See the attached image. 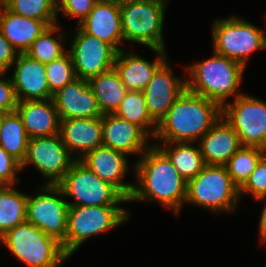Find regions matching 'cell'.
<instances>
[{"instance_id": "1", "label": "cell", "mask_w": 266, "mask_h": 267, "mask_svg": "<svg viewBox=\"0 0 266 267\" xmlns=\"http://www.w3.org/2000/svg\"><path fill=\"white\" fill-rule=\"evenodd\" d=\"M136 180L128 202L155 201L172 209L179 216L186 202L187 182L173 167L169 158L151 145L134 164Z\"/></svg>"}, {"instance_id": "2", "label": "cell", "mask_w": 266, "mask_h": 267, "mask_svg": "<svg viewBox=\"0 0 266 267\" xmlns=\"http://www.w3.org/2000/svg\"><path fill=\"white\" fill-rule=\"evenodd\" d=\"M222 117V107L187 88L168 109L154 137L166 142H198Z\"/></svg>"}, {"instance_id": "3", "label": "cell", "mask_w": 266, "mask_h": 267, "mask_svg": "<svg viewBox=\"0 0 266 267\" xmlns=\"http://www.w3.org/2000/svg\"><path fill=\"white\" fill-rule=\"evenodd\" d=\"M189 78L186 88L223 107L230 96L242 95L238 91L245 67L240 63L213 51V56L199 63L187 66Z\"/></svg>"}, {"instance_id": "4", "label": "cell", "mask_w": 266, "mask_h": 267, "mask_svg": "<svg viewBox=\"0 0 266 267\" xmlns=\"http://www.w3.org/2000/svg\"><path fill=\"white\" fill-rule=\"evenodd\" d=\"M0 240L28 267H58L69 258L56 238L26 221L10 229Z\"/></svg>"}, {"instance_id": "5", "label": "cell", "mask_w": 266, "mask_h": 267, "mask_svg": "<svg viewBox=\"0 0 266 267\" xmlns=\"http://www.w3.org/2000/svg\"><path fill=\"white\" fill-rule=\"evenodd\" d=\"M239 188L233 183L225 165H205L187 182L185 203L207 208L216 214L235 212Z\"/></svg>"}, {"instance_id": "6", "label": "cell", "mask_w": 266, "mask_h": 267, "mask_svg": "<svg viewBox=\"0 0 266 267\" xmlns=\"http://www.w3.org/2000/svg\"><path fill=\"white\" fill-rule=\"evenodd\" d=\"M129 216L118 205L69 207L63 250L71 257L88 238L122 225Z\"/></svg>"}, {"instance_id": "7", "label": "cell", "mask_w": 266, "mask_h": 267, "mask_svg": "<svg viewBox=\"0 0 266 267\" xmlns=\"http://www.w3.org/2000/svg\"><path fill=\"white\" fill-rule=\"evenodd\" d=\"M213 51L244 67L257 50H266V34L246 19L232 16L218 19L212 26Z\"/></svg>"}, {"instance_id": "8", "label": "cell", "mask_w": 266, "mask_h": 267, "mask_svg": "<svg viewBox=\"0 0 266 267\" xmlns=\"http://www.w3.org/2000/svg\"><path fill=\"white\" fill-rule=\"evenodd\" d=\"M168 3L130 0L120 6L124 41L140 43L150 49L165 50L163 26Z\"/></svg>"}, {"instance_id": "9", "label": "cell", "mask_w": 266, "mask_h": 267, "mask_svg": "<svg viewBox=\"0 0 266 267\" xmlns=\"http://www.w3.org/2000/svg\"><path fill=\"white\" fill-rule=\"evenodd\" d=\"M64 197L73 198L68 206H109L127 203L114 186L101 180L80 160H75L63 180L58 184Z\"/></svg>"}, {"instance_id": "10", "label": "cell", "mask_w": 266, "mask_h": 267, "mask_svg": "<svg viewBox=\"0 0 266 267\" xmlns=\"http://www.w3.org/2000/svg\"><path fill=\"white\" fill-rule=\"evenodd\" d=\"M63 196L58 185L44 184L34 196L28 195L26 203V222L60 243L66 238L69 210L68 202L62 199Z\"/></svg>"}, {"instance_id": "11", "label": "cell", "mask_w": 266, "mask_h": 267, "mask_svg": "<svg viewBox=\"0 0 266 267\" xmlns=\"http://www.w3.org/2000/svg\"><path fill=\"white\" fill-rule=\"evenodd\" d=\"M222 116L236 131L242 146L266 150V102L242 94L222 107Z\"/></svg>"}, {"instance_id": "12", "label": "cell", "mask_w": 266, "mask_h": 267, "mask_svg": "<svg viewBox=\"0 0 266 267\" xmlns=\"http://www.w3.org/2000/svg\"><path fill=\"white\" fill-rule=\"evenodd\" d=\"M76 160L61 140L60 134L31 138L21 171L33 165L47 179L46 185H58Z\"/></svg>"}, {"instance_id": "13", "label": "cell", "mask_w": 266, "mask_h": 267, "mask_svg": "<svg viewBox=\"0 0 266 267\" xmlns=\"http://www.w3.org/2000/svg\"><path fill=\"white\" fill-rule=\"evenodd\" d=\"M69 53L78 79L89 80L112 68L117 51L108 43L83 32L79 27Z\"/></svg>"}, {"instance_id": "14", "label": "cell", "mask_w": 266, "mask_h": 267, "mask_svg": "<svg viewBox=\"0 0 266 267\" xmlns=\"http://www.w3.org/2000/svg\"><path fill=\"white\" fill-rule=\"evenodd\" d=\"M168 59L157 69L143 91L151 117L159 124L179 95L186 89V80L173 75ZM183 80V81H182Z\"/></svg>"}, {"instance_id": "15", "label": "cell", "mask_w": 266, "mask_h": 267, "mask_svg": "<svg viewBox=\"0 0 266 267\" xmlns=\"http://www.w3.org/2000/svg\"><path fill=\"white\" fill-rule=\"evenodd\" d=\"M52 99L60 120L103 116L87 80L75 79L53 94Z\"/></svg>"}, {"instance_id": "16", "label": "cell", "mask_w": 266, "mask_h": 267, "mask_svg": "<svg viewBox=\"0 0 266 267\" xmlns=\"http://www.w3.org/2000/svg\"><path fill=\"white\" fill-rule=\"evenodd\" d=\"M80 161L101 180L114 186L126 199L130 198L134 184L122 182L129 165L125 153L102 145L88 152Z\"/></svg>"}, {"instance_id": "17", "label": "cell", "mask_w": 266, "mask_h": 267, "mask_svg": "<svg viewBox=\"0 0 266 267\" xmlns=\"http://www.w3.org/2000/svg\"><path fill=\"white\" fill-rule=\"evenodd\" d=\"M14 64L15 70L10 78L18 101L52 99L45 64L25 53H19Z\"/></svg>"}, {"instance_id": "18", "label": "cell", "mask_w": 266, "mask_h": 267, "mask_svg": "<svg viewBox=\"0 0 266 267\" xmlns=\"http://www.w3.org/2000/svg\"><path fill=\"white\" fill-rule=\"evenodd\" d=\"M103 146L125 153L140 154L151 146L149 137L139 126L114 114L102 116Z\"/></svg>"}, {"instance_id": "19", "label": "cell", "mask_w": 266, "mask_h": 267, "mask_svg": "<svg viewBox=\"0 0 266 267\" xmlns=\"http://www.w3.org/2000/svg\"><path fill=\"white\" fill-rule=\"evenodd\" d=\"M59 134L71 156L75 152L80 160L103 145L102 117L60 120Z\"/></svg>"}, {"instance_id": "20", "label": "cell", "mask_w": 266, "mask_h": 267, "mask_svg": "<svg viewBox=\"0 0 266 267\" xmlns=\"http://www.w3.org/2000/svg\"><path fill=\"white\" fill-rule=\"evenodd\" d=\"M77 26L85 33L111 45L117 52L124 37L121 28L120 5L97 1L87 17Z\"/></svg>"}, {"instance_id": "21", "label": "cell", "mask_w": 266, "mask_h": 267, "mask_svg": "<svg viewBox=\"0 0 266 267\" xmlns=\"http://www.w3.org/2000/svg\"><path fill=\"white\" fill-rule=\"evenodd\" d=\"M151 50L158 56L152 62L126 50L117 52L114 69L128 90L144 91L157 69L167 60L166 50Z\"/></svg>"}, {"instance_id": "22", "label": "cell", "mask_w": 266, "mask_h": 267, "mask_svg": "<svg viewBox=\"0 0 266 267\" xmlns=\"http://www.w3.org/2000/svg\"><path fill=\"white\" fill-rule=\"evenodd\" d=\"M198 143L205 165H225L242 147L236 131L223 116Z\"/></svg>"}, {"instance_id": "23", "label": "cell", "mask_w": 266, "mask_h": 267, "mask_svg": "<svg viewBox=\"0 0 266 267\" xmlns=\"http://www.w3.org/2000/svg\"><path fill=\"white\" fill-rule=\"evenodd\" d=\"M16 111L29 139L59 134L60 118L53 99L18 101Z\"/></svg>"}, {"instance_id": "24", "label": "cell", "mask_w": 266, "mask_h": 267, "mask_svg": "<svg viewBox=\"0 0 266 267\" xmlns=\"http://www.w3.org/2000/svg\"><path fill=\"white\" fill-rule=\"evenodd\" d=\"M48 27L43 20L18 15L7 7L0 11V31L18 53H25Z\"/></svg>"}, {"instance_id": "25", "label": "cell", "mask_w": 266, "mask_h": 267, "mask_svg": "<svg viewBox=\"0 0 266 267\" xmlns=\"http://www.w3.org/2000/svg\"><path fill=\"white\" fill-rule=\"evenodd\" d=\"M88 84L103 115L113 114L128 91L114 68L92 77Z\"/></svg>"}, {"instance_id": "26", "label": "cell", "mask_w": 266, "mask_h": 267, "mask_svg": "<svg viewBox=\"0 0 266 267\" xmlns=\"http://www.w3.org/2000/svg\"><path fill=\"white\" fill-rule=\"evenodd\" d=\"M162 145L157 143L156 146L169 158L186 182L197 176L205 166L199 145L197 147L194 143L184 142H166Z\"/></svg>"}, {"instance_id": "27", "label": "cell", "mask_w": 266, "mask_h": 267, "mask_svg": "<svg viewBox=\"0 0 266 267\" xmlns=\"http://www.w3.org/2000/svg\"><path fill=\"white\" fill-rule=\"evenodd\" d=\"M113 114L139 126L149 137H155L158 123L148 111L143 91L128 90Z\"/></svg>"}, {"instance_id": "28", "label": "cell", "mask_w": 266, "mask_h": 267, "mask_svg": "<svg viewBox=\"0 0 266 267\" xmlns=\"http://www.w3.org/2000/svg\"><path fill=\"white\" fill-rule=\"evenodd\" d=\"M29 137L17 111L4 115L0 130V146L20 164L27 153Z\"/></svg>"}, {"instance_id": "29", "label": "cell", "mask_w": 266, "mask_h": 267, "mask_svg": "<svg viewBox=\"0 0 266 267\" xmlns=\"http://www.w3.org/2000/svg\"><path fill=\"white\" fill-rule=\"evenodd\" d=\"M28 195L4 185L0 189V238L13 227L26 221Z\"/></svg>"}, {"instance_id": "30", "label": "cell", "mask_w": 266, "mask_h": 267, "mask_svg": "<svg viewBox=\"0 0 266 267\" xmlns=\"http://www.w3.org/2000/svg\"><path fill=\"white\" fill-rule=\"evenodd\" d=\"M59 29L60 27L58 24L49 26L34 40L25 54L42 64L51 63L53 60L63 56L67 52L65 51L66 49H64L65 47L63 45L64 43L66 44V38L64 37L67 33H60V37L57 40L53 35L57 33V31L59 32Z\"/></svg>"}, {"instance_id": "31", "label": "cell", "mask_w": 266, "mask_h": 267, "mask_svg": "<svg viewBox=\"0 0 266 267\" xmlns=\"http://www.w3.org/2000/svg\"><path fill=\"white\" fill-rule=\"evenodd\" d=\"M266 150L258 147L242 146L225 164L233 183L240 189L249 179Z\"/></svg>"}, {"instance_id": "32", "label": "cell", "mask_w": 266, "mask_h": 267, "mask_svg": "<svg viewBox=\"0 0 266 267\" xmlns=\"http://www.w3.org/2000/svg\"><path fill=\"white\" fill-rule=\"evenodd\" d=\"M6 7L18 15L43 20L49 26L57 24V0H7Z\"/></svg>"}, {"instance_id": "33", "label": "cell", "mask_w": 266, "mask_h": 267, "mask_svg": "<svg viewBox=\"0 0 266 267\" xmlns=\"http://www.w3.org/2000/svg\"><path fill=\"white\" fill-rule=\"evenodd\" d=\"M47 80L51 94H55L67 84L77 79L72 58L69 52H66L60 58L45 64Z\"/></svg>"}, {"instance_id": "34", "label": "cell", "mask_w": 266, "mask_h": 267, "mask_svg": "<svg viewBox=\"0 0 266 267\" xmlns=\"http://www.w3.org/2000/svg\"><path fill=\"white\" fill-rule=\"evenodd\" d=\"M251 193L253 199L266 197V155L259 161L246 183L239 189V196Z\"/></svg>"}, {"instance_id": "35", "label": "cell", "mask_w": 266, "mask_h": 267, "mask_svg": "<svg viewBox=\"0 0 266 267\" xmlns=\"http://www.w3.org/2000/svg\"><path fill=\"white\" fill-rule=\"evenodd\" d=\"M97 0H57V13L63 11L69 18H76L81 23L93 9Z\"/></svg>"}, {"instance_id": "36", "label": "cell", "mask_w": 266, "mask_h": 267, "mask_svg": "<svg viewBox=\"0 0 266 267\" xmlns=\"http://www.w3.org/2000/svg\"><path fill=\"white\" fill-rule=\"evenodd\" d=\"M20 170L21 164L0 146V183L3 185L17 184L20 181V178L17 177Z\"/></svg>"}, {"instance_id": "37", "label": "cell", "mask_w": 266, "mask_h": 267, "mask_svg": "<svg viewBox=\"0 0 266 267\" xmlns=\"http://www.w3.org/2000/svg\"><path fill=\"white\" fill-rule=\"evenodd\" d=\"M6 73H0V112L9 113L16 111L18 99L11 78L2 79Z\"/></svg>"}, {"instance_id": "38", "label": "cell", "mask_w": 266, "mask_h": 267, "mask_svg": "<svg viewBox=\"0 0 266 267\" xmlns=\"http://www.w3.org/2000/svg\"><path fill=\"white\" fill-rule=\"evenodd\" d=\"M19 53L0 31V73H6L17 59Z\"/></svg>"}, {"instance_id": "39", "label": "cell", "mask_w": 266, "mask_h": 267, "mask_svg": "<svg viewBox=\"0 0 266 267\" xmlns=\"http://www.w3.org/2000/svg\"><path fill=\"white\" fill-rule=\"evenodd\" d=\"M262 199H266V197L260 198L258 200ZM259 234L261 242L266 243V203L264 204V208L262 209V213L260 215Z\"/></svg>"}, {"instance_id": "40", "label": "cell", "mask_w": 266, "mask_h": 267, "mask_svg": "<svg viewBox=\"0 0 266 267\" xmlns=\"http://www.w3.org/2000/svg\"><path fill=\"white\" fill-rule=\"evenodd\" d=\"M103 3H113V4H117V5H123L125 3H127L130 0H97Z\"/></svg>"}, {"instance_id": "41", "label": "cell", "mask_w": 266, "mask_h": 267, "mask_svg": "<svg viewBox=\"0 0 266 267\" xmlns=\"http://www.w3.org/2000/svg\"><path fill=\"white\" fill-rule=\"evenodd\" d=\"M7 5V0H0V11Z\"/></svg>"}, {"instance_id": "42", "label": "cell", "mask_w": 266, "mask_h": 267, "mask_svg": "<svg viewBox=\"0 0 266 267\" xmlns=\"http://www.w3.org/2000/svg\"><path fill=\"white\" fill-rule=\"evenodd\" d=\"M5 114L6 113L0 112V130H1V126H2V123H3V118H4Z\"/></svg>"}, {"instance_id": "43", "label": "cell", "mask_w": 266, "mask_h": 267, "mask_svg": "<svg viewBox=\"0 0 266 267\" xmlns=\"http://www.w3.org/2000/svg\"><path fill=\"white\" fill-rule=\"evenodd\" d=\"M144 1H153V2H157V3H168L167 0H144Z\"/></svg>"}]
</instances>
